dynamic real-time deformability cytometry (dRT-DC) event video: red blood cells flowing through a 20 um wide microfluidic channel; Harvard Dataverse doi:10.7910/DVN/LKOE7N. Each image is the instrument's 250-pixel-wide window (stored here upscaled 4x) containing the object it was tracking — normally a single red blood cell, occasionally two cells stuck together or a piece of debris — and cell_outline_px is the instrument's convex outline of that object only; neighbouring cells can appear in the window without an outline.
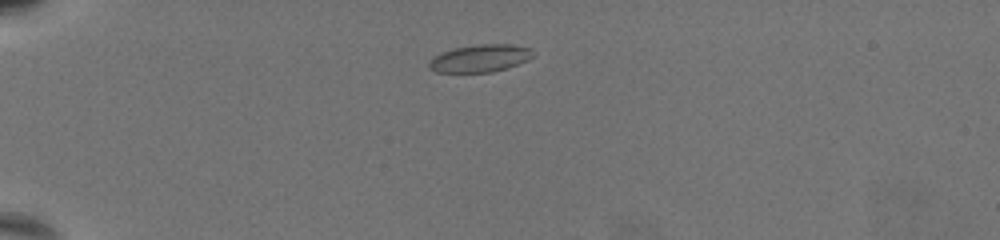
{"species": "common noctule bat (a hibernating species)", "species_latin": "Nyctalus noctula", "temperature_condition": "warm", "stored_images_in_passage": 50, "camera_frame_rate_fps": 3000, "um_per_image_px": 0.085, "animal": {"sex": "female", "body_mass_g": 19.5, "forearm_length_mm": 54.1}, "frame": {"image": 1, "passage_image": 1, "time_ms": 0.0, "image_size_px": [1000, 240], "cell_outline_px": [[536, 52], [532, 56], [516, 64], [492, 72], [436, 72], [428, 64], [432, 56], [440, 52], [452, 48], [476, 44], [512, 44], [532, 48]], "centroid_in_image_um": [40.78, 4.93], "position_along_channel_um": 44.2, "area_um2": 16.65}}
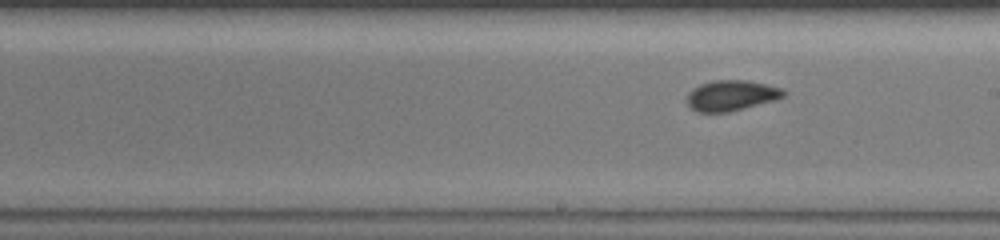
{"frame": {"image": 2, "passage_image": 23, "time_ms": 7.333, "image_size_px": [1000, 240], "cell_outline_px": [[784, 96], [772, 100], [728, 112], [700, 112], [692, 108], [688, 104], [688, 92], [692, 88], [700, 84], [712, 80], [748, 80], [780, 88], [784, 92]], "centroid_in_image_um": [62.1, 8.1], "position_along_channel_um": 226.9, "area_um2": 16.76}}
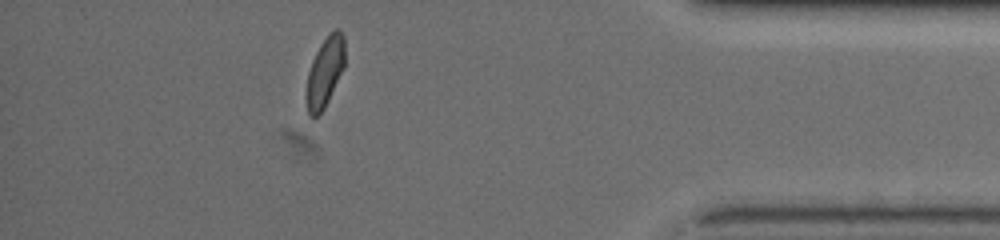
{"frame": {"image": 3, "passage_image": 43, "time_ms": 14.0, "image_size_px": [1000, 240], "cell_outline_px": [[344, 68], [324, 108], [316, 116], [308, 116], [304, 96], [308, 72], [312, 60], [320, 44], [328, 32], [336, 28], [340, 28], [344, 36]], "centroid_in_image_um": [27.59, 6.1], "position_along_channel_um": 407.6, "area_um2": 15.95}, "authors_computed_cell_mechanics": {"area_um2": 16.5308, "velocity_mm_per_s": 3.1812, "shape_relaxation_time_tau1_ms": 9.6678, "shape_relaxation_time_tau2_ms": 0.7717, "deformation_change_tau1": 0.1503, "deformation_change_tau2": 0.0505}}